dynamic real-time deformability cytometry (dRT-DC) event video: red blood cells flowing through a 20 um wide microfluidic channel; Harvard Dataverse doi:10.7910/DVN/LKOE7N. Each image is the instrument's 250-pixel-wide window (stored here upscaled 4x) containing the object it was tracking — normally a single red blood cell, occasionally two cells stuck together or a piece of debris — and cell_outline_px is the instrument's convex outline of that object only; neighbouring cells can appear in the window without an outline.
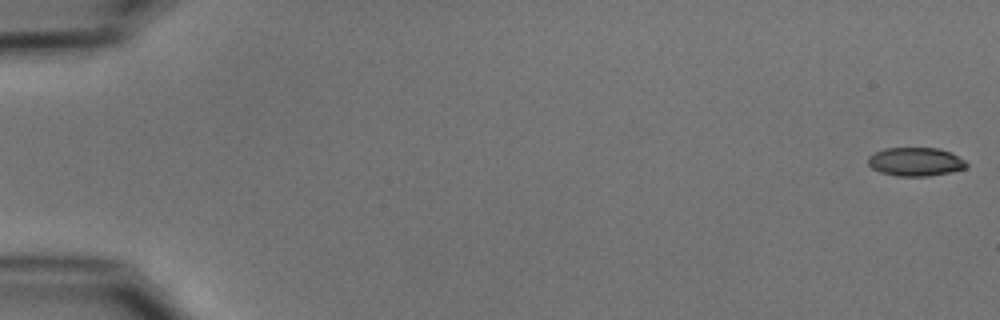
{"species": "common noctule bat (a hibernating species)", "species_latin": "Nyctalus noctula", "temperature_condition": "cold", "stored_images_in_passage": 50, "camera_frame_rate_fps": 3000, "um_per_image_px": 0.085, "animal": {"sex": "male", "body_mass_g": 15.6}, "frame": {"image": 1, "passage_image": 1, "time_ms": 0.0, "image_size_px": [1000, 320], "cell_outline_px": [[968, 164], [964, 168], [948, 172], [928, 176], [896, 176], [880, 172], [872, 168], [868, 164], [868, 156], [884, 148], [936, 148], [952, 152], [964, 160]], "centroid_in_image_um": [77.79, 13.74], "position_along_channel_um": 7.2, "area_um2": 16.3}}
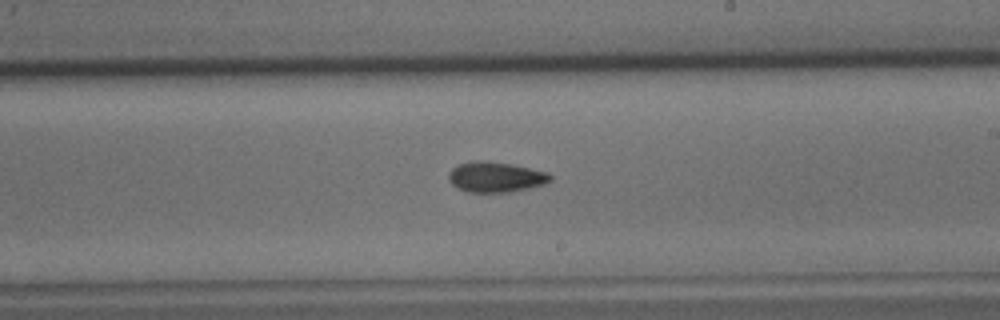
{"frame": {"image": 2, "passage_image": 33, "time_ms": 10.667, "image_size_px": [1000, 320], "cell_outline_px": [[552, 180], [544, 184], [528, 188], [508, 192], [468, 192], [456, 188], [448, 180], [448, 172], [452, 168], [460, 164], [472, 160], [484, 160], [512, 164], [548, 172], [552, 176]], "centroid_in_image_um": [42.11, 15.04], "position_along_channel_um": 246.9, "area_um2": 18.15}}
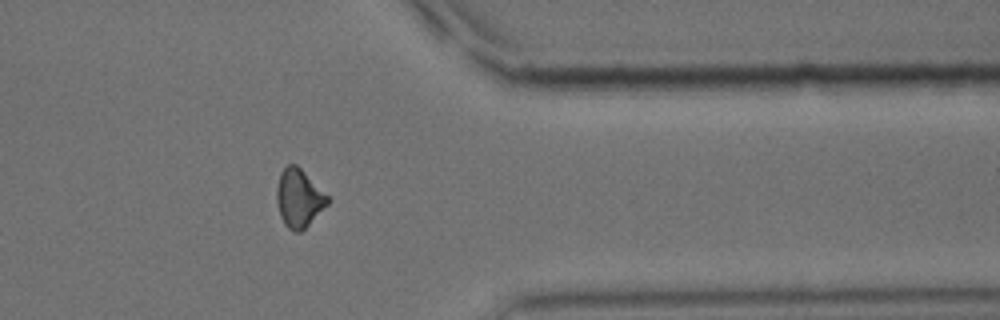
{"frame": {"image": 3, "passage_image": 45, "time_ms": 14.667, "image_size_px": [1000, 320], "cell_outline_px": [[328, 204], [300, 232], [296, 232], [288, 228], [284, 224], [280, 216], [276, 200], [276, 188], [280, 172], [288, 164], [296, 164], [328, 196]], "centroid_in_image_um": [25.37, 16.84], "position_along_channel_um": 386.0, "area_um2": 16.99}}